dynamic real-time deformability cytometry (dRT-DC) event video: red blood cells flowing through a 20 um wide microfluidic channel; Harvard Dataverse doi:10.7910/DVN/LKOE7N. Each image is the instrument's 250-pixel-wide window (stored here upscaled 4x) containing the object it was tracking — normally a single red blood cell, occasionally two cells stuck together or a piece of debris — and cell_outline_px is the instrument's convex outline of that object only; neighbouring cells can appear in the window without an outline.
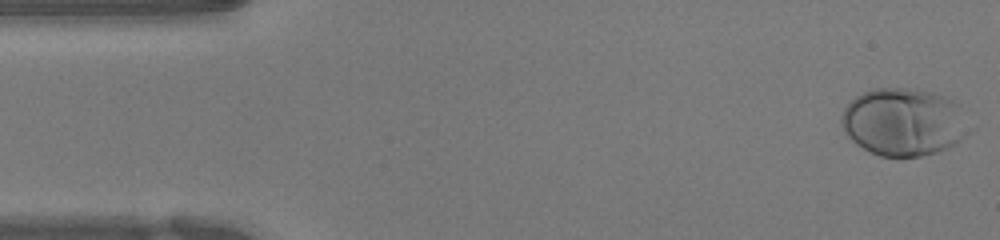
{"species": "human", "species_latin": "Homo sapiens", "temperature_condition": "warm", "stored_images_in_passage": 50, "camera_frame_rate_fps": 3000, "um_per_image_px": 0.085, "donor": {"sex": "female"}, "frame": {"image": 1, "passage_image": 1, "time_ms": 0.0, "image_size_px": [1000, 240], "cell_outline_px": [[960, 140], [936, 152], [920, 156], [880, 156], [856, 144], [844, 132], [840, 120], [844, 108], [856, 96], [872, 88], [912, 88], [932, 92], [944, 96], [952, 100]], "centroid_in_image_um": [76.56, 10.35], "position_along_channel_um": 8.4, "area_um2": 47.86}}
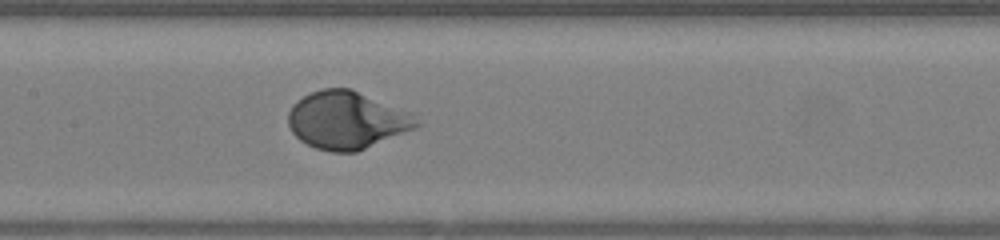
{"frame": {"image": 2, "passage_image": 23, "time_ms": 7.333, "image_size_px": [1000, 240], "cell_outline_px": [[420, 124], [416, 128], [356, 152], [332, 152], [316, 148], [300, 140], [292, 132], [288, 124], [288, 112], [292, 104], [296, 100], [312, 92], [324, 88], [352, 88]], "centroid_in_image_um": [29.3, 10.25], "position_along_channel_um": 178.1, "area_um2": 41.38}}
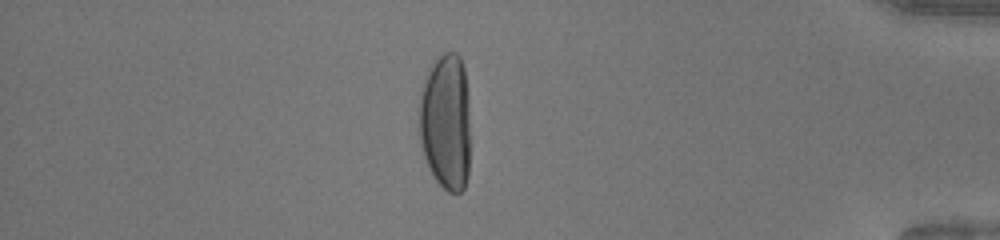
{"frame": {"image": 3, "passage_image": 43, "time_ms": 14.0, "image_size_px": [1000, 240], "cell_outline_px": [[468, 176], [464, 188], [460, 192], [448, 192], [436, 180], [424, 156], [420, 140], [420, 92], [428, 68], [444, 52], [456, 52], [460, 56], [464, 68], [468, 112]], "centroid_in_image_um": [37.88, 10.35], "position_along_channel_um": 397.3, "area_um2": 40.34}}